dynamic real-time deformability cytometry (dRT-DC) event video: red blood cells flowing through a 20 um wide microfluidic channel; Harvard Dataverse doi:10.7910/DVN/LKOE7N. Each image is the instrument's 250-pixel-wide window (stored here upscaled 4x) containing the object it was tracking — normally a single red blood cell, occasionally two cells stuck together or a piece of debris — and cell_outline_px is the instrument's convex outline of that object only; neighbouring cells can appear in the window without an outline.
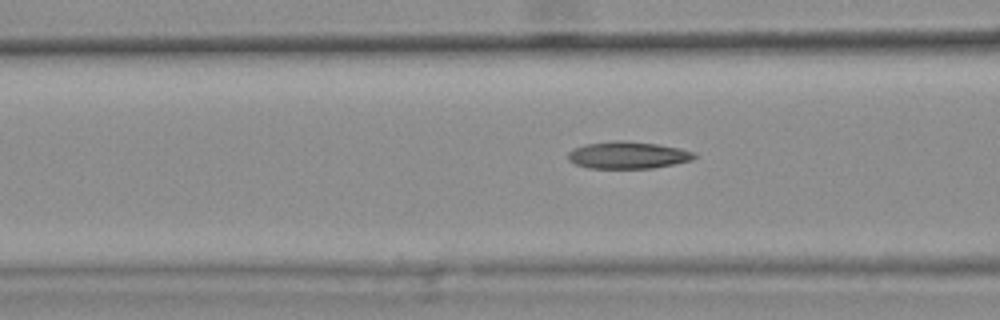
{"species": "common noctule bat (a hibernating species)", "species_latin": "Nyctalus noctula", "temperature_condition": "warm", "stored_images_in_passage": 46, "camera_frame_rate_fps": 3000, "um_per_image_px": 0.085, "animal": {"sex": "female", "body_mass_g": 25.1}, "frame": {"image": 1, "passage_image": 20, "time_ms": 6.333, "image_size_px": [1000, 320], "cell_outline_px": [[696, 156], [692, 160], [676, 164], [652, 168], [588, 168], [576, 164], [568, 160], [568, 152], [572, 148], [588, 144], [616, 140], [624, 140], [656, 144], [680, 148], [692, 152]], "centroid_in_image_um": [53.35, 13.19], "position_along_channel_um": 113.2, "area_um2": 19.88}, "authors_computed_cell_mechanics": {"area_um2": 19.7387, "velocity_mm_per_s": 3.7891, "shape_relaxation_time_tau1_ms": null, "shape_relaxation_time_tau2_ms": 3.2785, "deformation_change_tau1": null, "deformation_change_tau2": 0.1317}}